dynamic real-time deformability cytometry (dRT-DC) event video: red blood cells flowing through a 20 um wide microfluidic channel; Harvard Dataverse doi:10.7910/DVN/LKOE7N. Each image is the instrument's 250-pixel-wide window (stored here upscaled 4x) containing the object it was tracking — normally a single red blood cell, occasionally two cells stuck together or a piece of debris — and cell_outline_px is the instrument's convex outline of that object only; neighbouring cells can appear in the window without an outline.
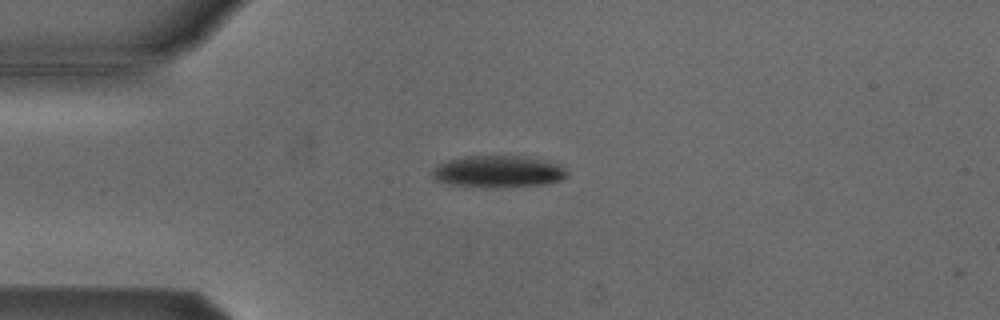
{"species": "Egyptian fruit bat (a non-hibernating species)", "species_latin": "Rousettus aegyptiacus", "temperature_condition": "cold", "stored_images_in_passage": 2, "camera_frame_rate_fps": 3000, "um_per_image_px": 0.085, "animal": {"sex": "male"}, "frame": {"image": 1, "passage_image": 1, "time_ms": 0.0, "image_size_px": [1000, 320], "cell_outline_px": [[568, 176], [560, 180], [548, 184], [452, 184], [436, 180], [432, 172], [440, 164], [448, 160], [468, 156], [524, 156], [560, 164], [568, 172]], "centroid_in_image_um": [42.43, 14.52], "position_along_channel_um": 42.6, "area_um2": 23.47}}